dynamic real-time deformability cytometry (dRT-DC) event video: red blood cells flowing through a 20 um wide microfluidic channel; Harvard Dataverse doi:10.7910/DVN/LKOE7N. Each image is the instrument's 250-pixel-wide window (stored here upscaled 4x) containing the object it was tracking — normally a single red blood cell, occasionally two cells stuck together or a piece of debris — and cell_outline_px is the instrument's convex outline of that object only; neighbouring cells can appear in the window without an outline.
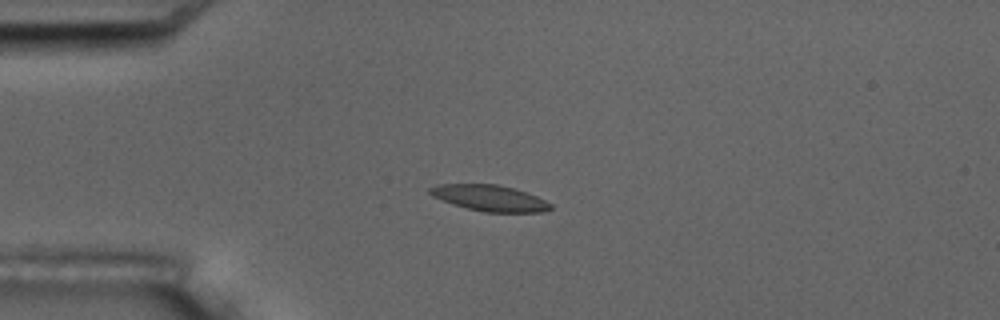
{"species": "common noctule bat (a hibernating species)", "species_latin": "Nyctalus noctula", "temperature_condition": "room temperature", "stored_images_in_passage": 4, "camera_frame_rate_fps": 3000, "um_per_image_px": 0.085, "animal": {"sex": "male", "body_mass_g": 17.5, "forearm_length_mm": 52.3}, "frame": {"image": 1, "passage_image": 1, "time_ms": 0.0, "image_size_px": [1000, 320], "cell_outline_px": [[552, 208], [544, 212], [484, 212], [452, 204], [432, 196], [428, 192], [428, 188], [436, 184], [496, 184], [512, 188], [536, 196], [552, 204]], "centroid_in_image_um": [41.59, 16.83], "position_along_channel_um": 43.4, "area_um2": 18.21}}